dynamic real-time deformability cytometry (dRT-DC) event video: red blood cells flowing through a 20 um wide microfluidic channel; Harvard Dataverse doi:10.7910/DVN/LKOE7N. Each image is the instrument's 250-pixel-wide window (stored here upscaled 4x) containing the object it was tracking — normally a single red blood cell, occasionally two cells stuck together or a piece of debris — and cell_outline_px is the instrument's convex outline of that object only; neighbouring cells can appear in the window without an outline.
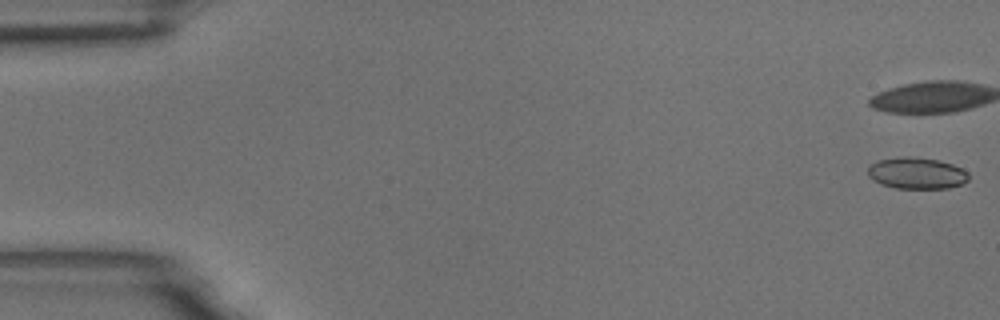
{"species": "common noctule bat (a hibernating species)", "species_latin": "Nyctalus noctula", "temperature_condition": "room temperature", "stored_images_in_passage": 7, "camera_frame_rate_fps": 3000, "um_per_image_px": 0.085, "animal": {"sex": "male", "body_mass_g": 18.8}, "frame": {"image": 1, "passage_image": 1, "time_ms": 0.0, "image_size_px": [1000, 320], "cell_outline_px": [[968, 180], [964, 184], [948, 188], [896, 188], [880, 184], [872, 180], [868, 176], [868, 164], [880, 160], [908, 156], [936, 160], [952, 164], [968, 172]], "centroid_in_image_um": [77.9, 14.73], "position_along_channel_um": 7.1, "area_um2": 18.44}}